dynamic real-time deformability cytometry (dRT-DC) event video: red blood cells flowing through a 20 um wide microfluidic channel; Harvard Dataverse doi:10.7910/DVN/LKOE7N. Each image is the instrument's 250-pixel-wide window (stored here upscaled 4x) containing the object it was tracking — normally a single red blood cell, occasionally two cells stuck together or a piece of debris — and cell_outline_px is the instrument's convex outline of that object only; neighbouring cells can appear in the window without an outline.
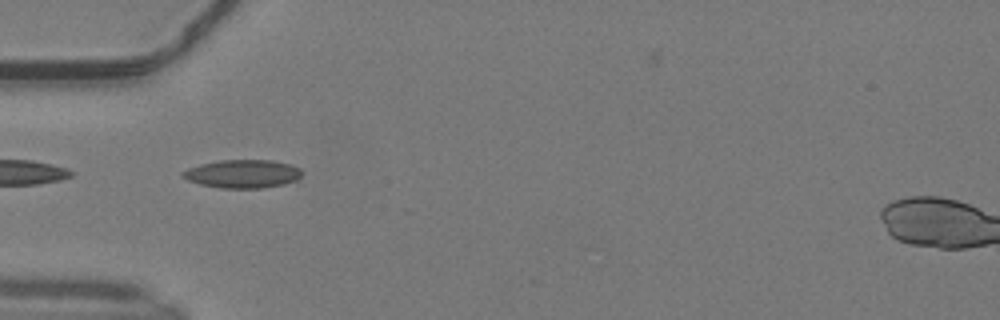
{"species": "common noctule bat (a hibernating species)", "species_latin": "Nyctalus noctula", "temperature_condition": "warm", "stored_images_in_passage": 31, "camera_frame_rate_fps": 3000, "um_per_image_px": 0.085, "animal": {"sex": "male", "body_mass_g": 19.2, "forearm_length_mm": 51.8}, "frame": {"image": 1, "passage_image": 1, "time_ms": 0.0, "image_size_px": [1000, 320], "cell_outline_px": [[304, 172], [296, 180], [284, 184], [264, 188], [220, 188], [200, 184], [188, 180], [180, 176], [180, 172], [188, 168], [200, 164], [220, 160], [272, 160], [288, 164], [300, 168]], "centroid_in_image_um": [20.61, 14.77], "position_along_channel_um": 64.4, "area_um2": 19.77}, "authors_computed_cell_mechanics": {"area_um2": 17.7446, "velocity_mm_per_s": 4.1419, "shape_relaxation_time_tau1_ms": 9.353, "shape_relaxation_time_tau2_ms": 1.7696, "deformation_change_tau1": 0.1932, "deformation_change_tau2": 0.0895}}